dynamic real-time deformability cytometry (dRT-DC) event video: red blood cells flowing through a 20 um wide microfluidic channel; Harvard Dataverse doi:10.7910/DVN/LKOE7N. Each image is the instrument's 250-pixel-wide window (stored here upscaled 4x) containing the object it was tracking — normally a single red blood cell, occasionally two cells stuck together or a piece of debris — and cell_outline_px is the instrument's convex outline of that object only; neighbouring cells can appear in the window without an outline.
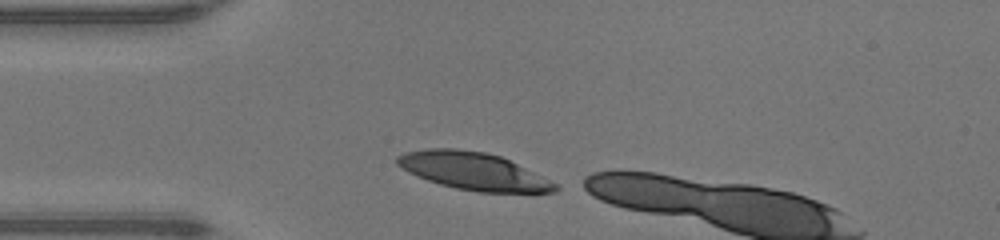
{"species": "human", "species_latin": "Homo sapiens", "temperature_condition": "warm", "stored_images_in_passage": 4, "camera_frame_rate_fps": 3000, "um_per_image_px": 0.085, "donor": {"sex": "male"}, "frame": {"image": 1, "passage_image": 1, "time_ms": 0.0, "image_size_px": [1000, 240], "cell_outline_px": [[560, 188], [556, 192], [480, 192], [456, 188], [440, 184], [416, 176], [408, 172], [396, 164], [396, 156], [404, 152], [428, 148], [456, 148], [484, 152], [500, 156], [560, 184]], "centroid_in_image_um": [40.24, 14.54], "position_along_channel_um": 44.8, "area_um2": 34.51}}